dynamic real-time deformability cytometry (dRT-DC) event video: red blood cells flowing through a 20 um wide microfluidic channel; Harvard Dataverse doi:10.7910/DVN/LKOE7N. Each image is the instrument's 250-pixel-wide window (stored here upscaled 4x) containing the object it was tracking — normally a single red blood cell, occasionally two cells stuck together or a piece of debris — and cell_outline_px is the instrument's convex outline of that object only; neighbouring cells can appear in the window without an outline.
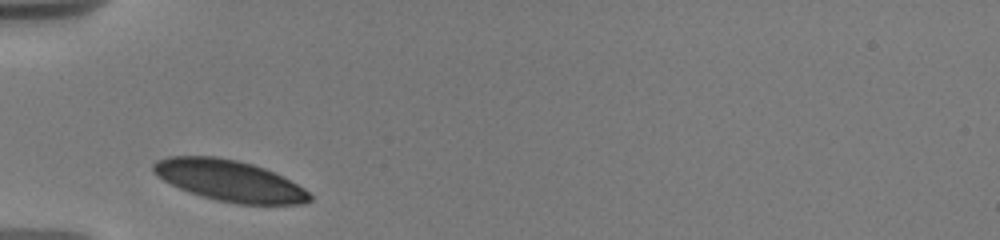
{"species": "human", "species_latin": "Homo sapiens", "temperature_condition": "warm", "stored_images_in_passage": 27, "camera_frame_rate_fps": 3000, "um_per_image_px": 0.085, "donor": {"sex": "male"}, "frame": {"image": 1, "passage_image": 1, "time_ms": 0.0, "image_size_px": [1000, 240], "cell_outline_px": [[312, 200], [300, 204], [236, 204], [216, 200], [180, 188], [164, 180], [152, 172], [152, 164], [156, 160], [168, 156], [216, 156], [236, 160], [252, 164], [264, 168], [304, 188], [312, 196]], "centroid_in_image_um": [19.48, 15.35], "position_along_channel_um": 65.5, "area_um2": 37.05}}
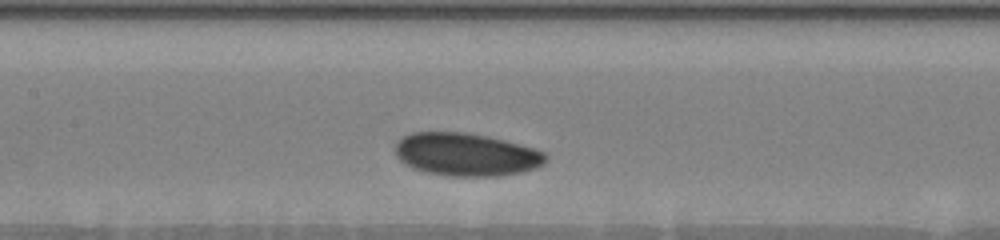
{"frame": {"image": 2, "passage_image": 9, "time_ms": 3.0, "image_size_px": [1000, 240], "cell_outline_px": [[548, 156], [544, 164], [536, 168], [520, 172], [500, 176], [452, 176], [428, 172], [412, 168], [404, 164], [396, 156], [396, 140], [412, 132], [464, 132], [488, 136], [504, 140], [532, 148], [544, 152]], "centroid_in_image_um": [39.61, 13.13], "position_along_channel_um": 167.8, "area_um2": 37.63}}
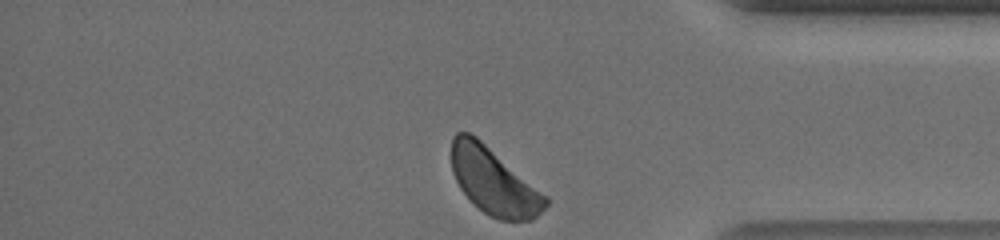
{"frame": {"image": 3, "passage_image": 27, "time_ms": 9.667, "image_size_px": [1000, 240], "cell_outline_px": [[548, 204], [532, 220], [500, 220], [488, 216], [460, 188], [452, 172], [452, 136], [456, 132], [468, 132], [476, 136], [548, 196]], "centroid_in_image_um": [41.98, 15.4], "position_along_channel_um": 393.2, "area_um2": 36.13}, "authors_computed_cell_mechanics": {"area_um2": 37.3966, "velocity_mm_per_s": 3.5755, "shape_relaxation_time_tau1_ms": 1.7739, "shape_relaxation_time_tau2_ms": null, "deformation_change_tau1": 0.0485, "deformation_change_tau2": null}}